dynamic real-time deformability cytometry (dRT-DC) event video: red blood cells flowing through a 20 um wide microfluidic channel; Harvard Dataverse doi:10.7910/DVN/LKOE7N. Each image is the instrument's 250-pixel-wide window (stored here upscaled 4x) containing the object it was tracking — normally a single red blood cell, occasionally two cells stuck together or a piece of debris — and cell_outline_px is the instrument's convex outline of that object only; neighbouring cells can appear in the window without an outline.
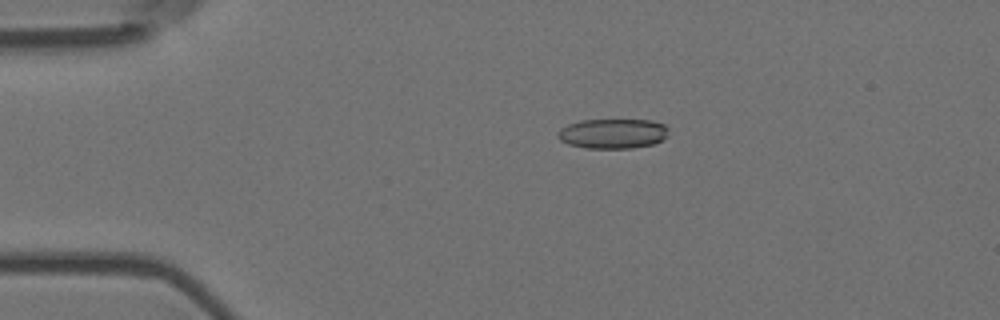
{"species": "Egyptian fruit bat (a non-hibernating species)", "species_latin": "Rousettus aegyptiacus", "temperature_condition": "room temperature", "stored_images_in_passage": 56, "camera_frame_rate_fps": 3000, "um_per_image_px": 0.085, "animal": {"sex": "female"}, "frame": {"image": 1, "passage_image": 12, "time_ms": 3.667, "image_size_px": [1000, 320], "cell_outline_px": [[668, 136], [656, 144], [632, 148], [588, 148], [568, 144], [560, 140], [556, 136], [556, 132], [560, 128], [568, 124], [580, 120], [652, 120], [664, 124], [668, 128]], "centroid_in_image_um": [52.09, 11.35], "position_along_channel_um": 32.9, "area_um2": 19.54}}
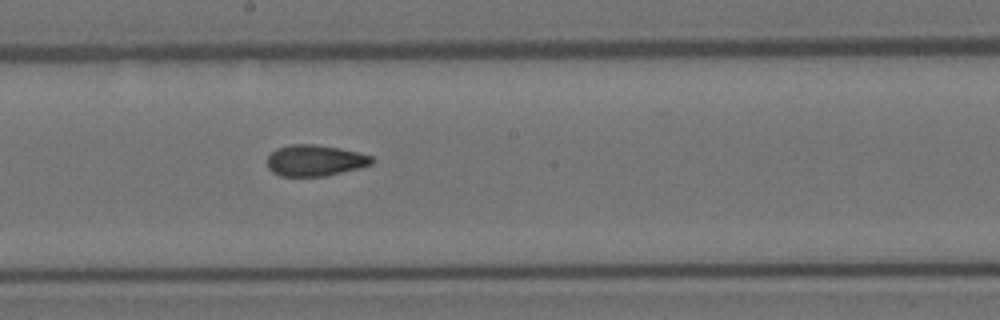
{"frame": {"image": 2, "passage_image": 31, "time_ms": 10.0, "image_size_px": [1000, 320], "cell_outline_px": [[376, 160], [372, 164], [324, 176], [280, 176], [272, 172], [268, 168], [268, 156], [276, 148], [288, 144], [316, 144], [340, 148], [372, 156]], "centroid_in_image_um": [26.75, 13.63], "position_along_channel_um": 221.5, "area_um2": 18.96}}
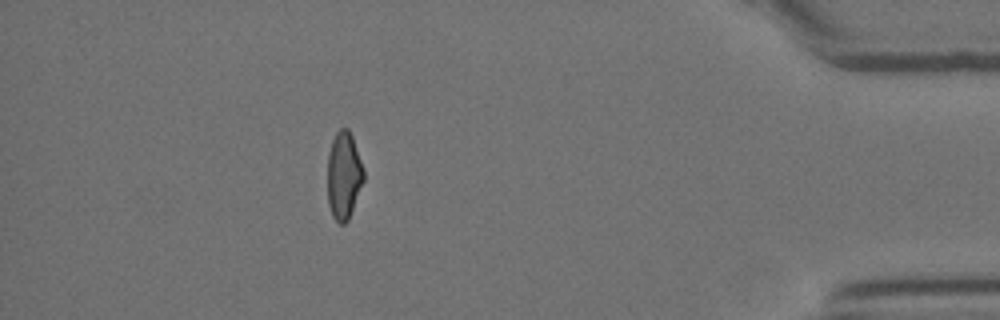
{"frame": {"image": 3, "passage_image": 50, "time_ms": 16.333, "image_size_px": [1000, 320], "cell_outline_px": [[364, 180], [348, 220], [344, 224], [340, 224], [332, 216], [328, 204], [328, 152], [332, 140], [336, 132], [340, 128], [348, 128], [352, 136], [364, 168]], "centroid_in_image_um": [29.22, 14.9], "position_along_channel_um": 406.0, "area_um2": 18.5}, "authors_computed_cell_mechanics": {"area_um2": 19.363, "velocity_mm_per_s": 3.6951, "shape_relaxation_time_tau1_ms": null, "shape_relaxation_time_tau2_ms": 2.2919, "deformation_change_tau1": null, "deformation_change_tau2": 0.0844}}